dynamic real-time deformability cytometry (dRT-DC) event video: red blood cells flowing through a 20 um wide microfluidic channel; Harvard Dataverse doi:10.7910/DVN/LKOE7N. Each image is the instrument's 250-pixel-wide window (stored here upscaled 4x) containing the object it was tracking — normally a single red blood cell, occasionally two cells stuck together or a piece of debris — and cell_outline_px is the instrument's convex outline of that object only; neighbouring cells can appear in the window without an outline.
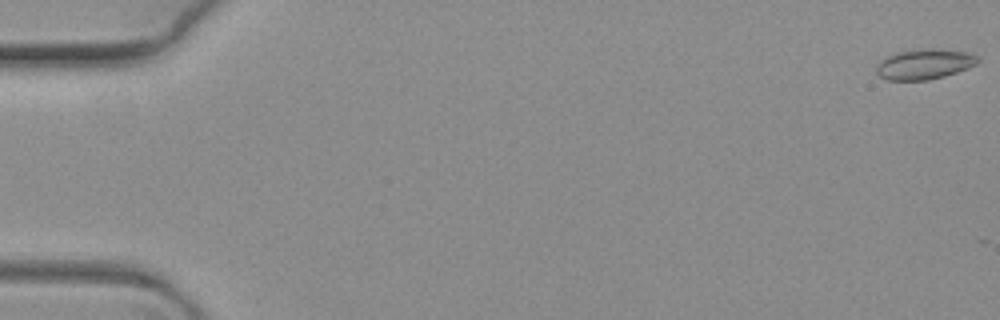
{"species": "common noctule bat (a hibernating species)", "species_latin": "Nyctalus noctula", "temperature_condition": "warm", "stored_images_in_passage": 5, "camera_frame_rate_fps": 3000, "um_per_image_px": 0.085, "animal": {"sex": "female", "body_mass_g": 19.3, "forearm_length_mm": 54.1}, "frame": {"image": 1, "passage_image": 1, "time_ms": 0.0, "image_size_px": [1000, 320], "cell_outline_px": [[980, 60], [976, 64], [968, 68], [944, 76], [928, 80], [888, 80], [880, 76], [876, 72], [876, 68], [880, 60], [896, 52], [920, 48], [932, 48], [968, 52], [980, 56]], "centroid_in_image_um": [78.59, 5.44], "position_along_channel_um": 6.4, "area_um2": 18.03}}
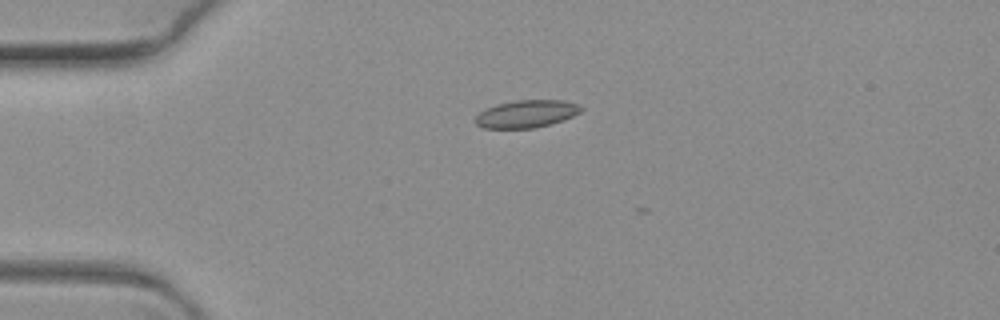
{"frame": {"image": 2, "passage_image": 4, "time_ms": 1.0, "image_size_px": [1000, 320], "cell_outline_px": [[584, 108], [580, 112], [564, 120], [536, 128], [484, 128], [476, 124], [476, 116], [480, 112], [496, 104], [516, 100], [564, 100], [580, 104]], "centroid_in_image_um": [44.8, 9.67], "position_along_channel_um": 40.2, "area_um2": 16.99}}